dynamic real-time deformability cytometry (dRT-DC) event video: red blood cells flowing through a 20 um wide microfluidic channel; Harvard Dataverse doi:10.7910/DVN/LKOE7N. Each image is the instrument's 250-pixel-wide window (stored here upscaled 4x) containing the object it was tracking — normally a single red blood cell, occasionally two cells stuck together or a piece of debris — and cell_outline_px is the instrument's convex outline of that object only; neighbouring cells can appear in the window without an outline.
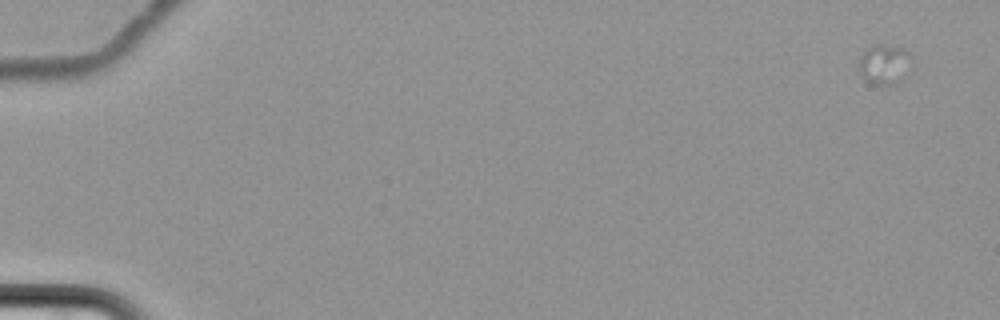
{"species": "common noctule bat (a hibernating species)", "species_latin": "Nyctalus noctula", "temperature_condition": "cold", "stored_images_in_passage": 6, "camera_frame_rate_fps": 3000, "um_per_image_px": 0.085, "animal": {"sex": "female", "body_mass_g": 22.7, "forearm_length_mm": 54.2}, "frame": {"image": 1, "passage_image": 1, "time_ms": 0.0, "image_size_px": [1000, 320], "cell_outline_px": [[912, 56], [892, 84], [872, 84], [864, 80], [860, 72], [860, 56], [868, 48], [876, 44], [880, 44], [900, 48], [908, 52]], "centroid_in_image_um": [75.05, 5.42], "position_along_channel_um": 10.0, "area_um2": 11.16}}